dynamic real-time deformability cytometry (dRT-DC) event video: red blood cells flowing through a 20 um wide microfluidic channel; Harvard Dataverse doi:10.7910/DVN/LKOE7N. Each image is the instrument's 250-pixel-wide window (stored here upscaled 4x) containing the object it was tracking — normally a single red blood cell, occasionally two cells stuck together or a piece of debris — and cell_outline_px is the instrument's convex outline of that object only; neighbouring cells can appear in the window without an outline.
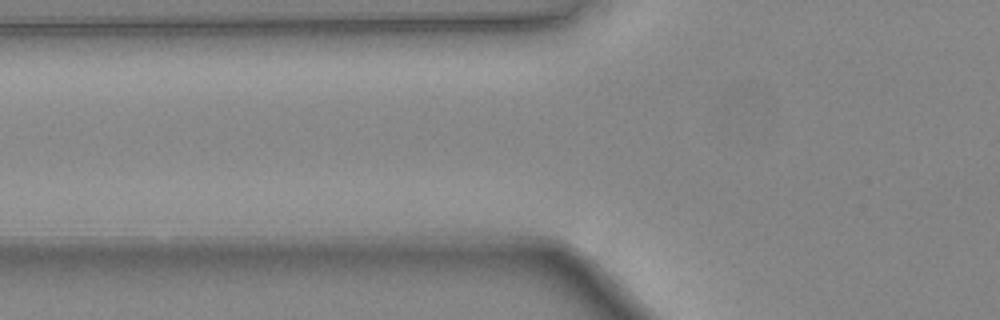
{"species": "common noctule bat (a hibernating species)", "species_latin": "Nyctalus noctula", "temperature_condition": "warm", "stored_images_in_passage": 3, "camera_frame_rate_fps": 3000, "um_per_image_px": 0.085, "animal": {"sex": "female", "body_mass_g": 24.6, "forearm_length_mm": 56.2}, "frame": {"image": 1, "passage_image": 3, "time_ms": 0.667, "image_size_px": [1000, 320], "cell_outline_px": [[608, 300], [476, 252], [480, 248], [556, 248], [572, 256], [604, 288], [608, 296]], "centroid_in_image_um": [46.68, 22.66], "position_along_channel_um": 79.1, "area_um2": 19.36}}